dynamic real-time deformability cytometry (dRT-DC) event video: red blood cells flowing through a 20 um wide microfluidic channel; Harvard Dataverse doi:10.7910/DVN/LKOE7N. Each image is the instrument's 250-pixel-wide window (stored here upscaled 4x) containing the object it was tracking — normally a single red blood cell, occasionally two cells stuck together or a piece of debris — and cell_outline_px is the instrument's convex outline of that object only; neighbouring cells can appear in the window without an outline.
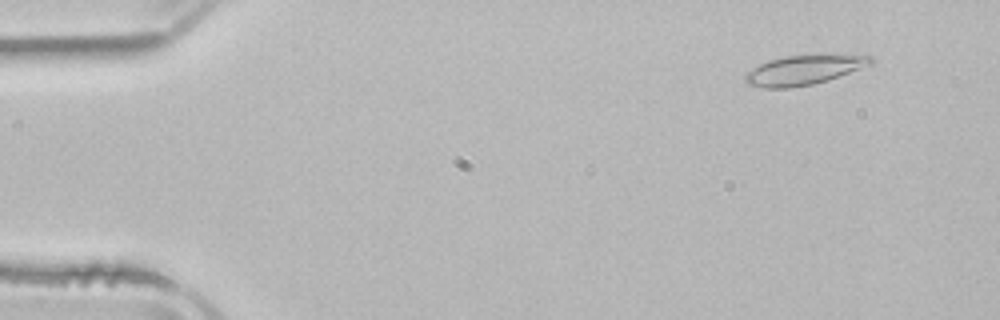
{"species": "common noctule bat (a hibernating species)", "species_latin": "Nyctalus noctula", "temperature_condition": "room temperature", "stored_images_in_passage": 5, "camera_frame_rate_fps": 3000, "um_per_image_px": 0.085, "animal": {"sex": "male", "body_mass_g": 21.5, "forearm_length_mm": 52.0}, "frame": {"image": 1, "passage_image": 2, "time_ms": 1.333, "image_size_px": [1000, 320], "cell_outline_px": [[872, 64], [828, 80], [812, 84], [792, 88], [764, 88], [748, 84], [744, 80], [744, 76], [752, 68], [768, 60], [784, 56], [820, 52], [872, 56]], "centroid_in_image_um": [68.35, 5.9], "position_along_channel_um": 16.6, "area_um2": 22.31}}